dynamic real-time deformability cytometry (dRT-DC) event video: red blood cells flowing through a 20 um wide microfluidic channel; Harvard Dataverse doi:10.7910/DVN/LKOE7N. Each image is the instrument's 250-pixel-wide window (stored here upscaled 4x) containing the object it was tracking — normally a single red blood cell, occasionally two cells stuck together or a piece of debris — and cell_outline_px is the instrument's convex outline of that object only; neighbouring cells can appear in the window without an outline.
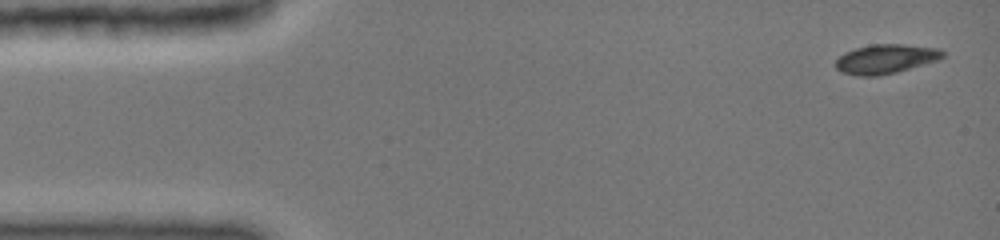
{"species": "common noctule bat (a hibernating species)", "species_latin": "Nyctalus noctula", "temperature_condition": "cold", "stored_images_in_passage": 10, "camera_frame_rate_fps": 3000, "um_per_image_px": 0.085, "animal": {"sex": "female", "body_mass_g": 19.0, "forearm_length_mm": 51.5}, "frame": {"image": 1, "passage_image": 1, "time_ms": 0.0, "image_size_px": [1000, 240], "cell_outline_px": [[944, 56], [936, 60], [896, 72], [876, 76], [860, 76], [844, 72], [836, 68], [836, 60], [840, 56], [856, 48], [872, 44], [900, 44], [940, 48], [944, 52]], "centroid_in_image_um": [75.3, 5.0], "position_along_channel_um": 9.7, "area_um2": 17.86}}
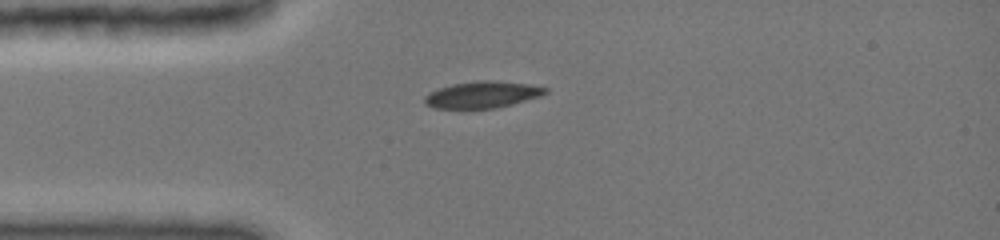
{"frame": {"image": 2, "passage_image": 7, "time_ms": 3.333, "image_size_px": [1000, 240], "cell_outline_px": [[548, 92], [524, 100], [492, 108], [436, 108], [428, 104], [424, 100], [432, 92], [440, 88], [456, 84], [524, 84], [548, 88]], "centroid_in_image_um": [40.97, 8.11], "position_along_channel_um": 44.0, "area_um2": 16.59}}
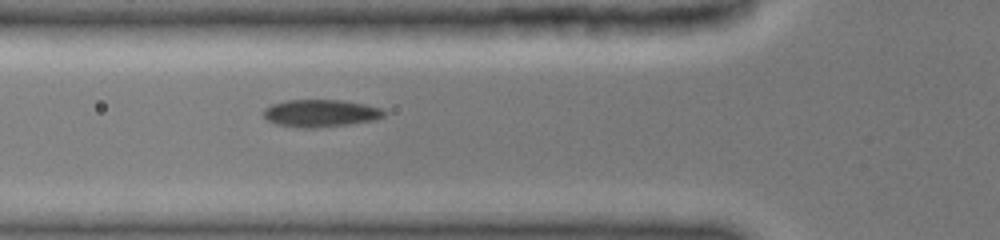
{"frame": {"image": 3, "passage_image": 10, "time_ms": 5.0, "image_size_px": [1000, 240], "cell_outline_px": [[384, 116], [372, 120], [348, 124], [308, 128], [276, 124], [268, 120], [264, 116], [264, 112], [272, 104], [288, 100], [340, 100], [364, 104], [380, 108], [384, 112]], "centroid_in_image_um": [27.25, 9.61], "position_along_channel_um": 98.6, "area_um2": 18.67}}